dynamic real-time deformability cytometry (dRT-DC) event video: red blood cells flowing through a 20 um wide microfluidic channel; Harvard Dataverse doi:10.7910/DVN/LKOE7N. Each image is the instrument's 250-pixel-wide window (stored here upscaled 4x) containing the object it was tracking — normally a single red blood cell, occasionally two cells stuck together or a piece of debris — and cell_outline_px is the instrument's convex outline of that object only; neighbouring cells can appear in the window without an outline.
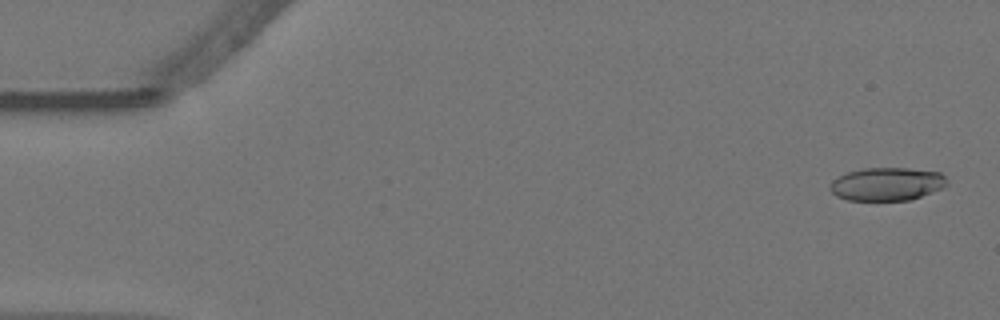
{"species": "Egyptian fruit bat (a non-hibernating species)", "species_latin": "Rousettus aegyptiacus", "temperature_condition": "warm", "stored_images_in_passage": 16, "camera_frame_rate_fps": 3000, "um_per_image_px": 0.085, "animal": {"sex": "female"}, "frame": {"image": 1, "passage_image": 2, "time_ms": 0.333, "image_size_px": [1000, 320], "cell_outline_px": [[948, 184], [944, 188], [908, 200], [848, 200], [836, 196], [828, 188], [832, 180], [848, 172], [864, 168], [908, 168], [940, 172], [948, 180]], "centroid_in_image_um": [75.4, 15.64], "position_along_channel_um": 9.6, "area_um2": 22.6}}
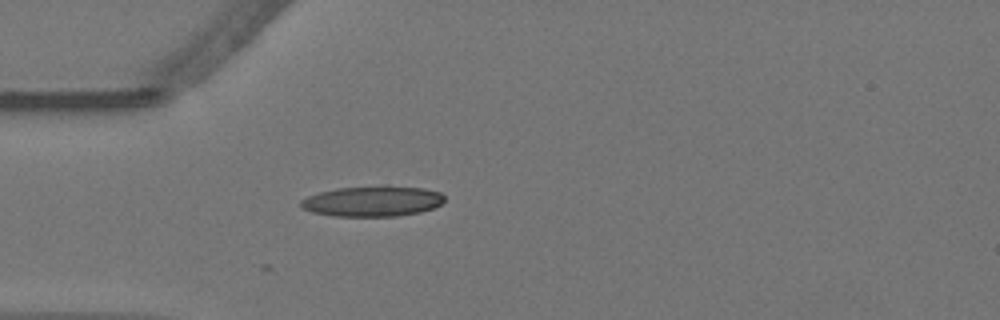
{"frame": {"image": 2, "passage_image": 16, "time_ms": 5.0, "image_size_px": [1000, 320], "cell_outline_px": [[444, 200], [440, 204], [432, 208], [420, 212], [396, 216], [332, 216], [312, 212], [300, 208], [300, 200], [308, 196], [320, 192], [336, 188], [424, 188], [440, 192], [444, 196]], "centroid_in_image_um": [31.61, 17.14], "position_along_channel_um": 53.4, "area_um2": 24.74}}